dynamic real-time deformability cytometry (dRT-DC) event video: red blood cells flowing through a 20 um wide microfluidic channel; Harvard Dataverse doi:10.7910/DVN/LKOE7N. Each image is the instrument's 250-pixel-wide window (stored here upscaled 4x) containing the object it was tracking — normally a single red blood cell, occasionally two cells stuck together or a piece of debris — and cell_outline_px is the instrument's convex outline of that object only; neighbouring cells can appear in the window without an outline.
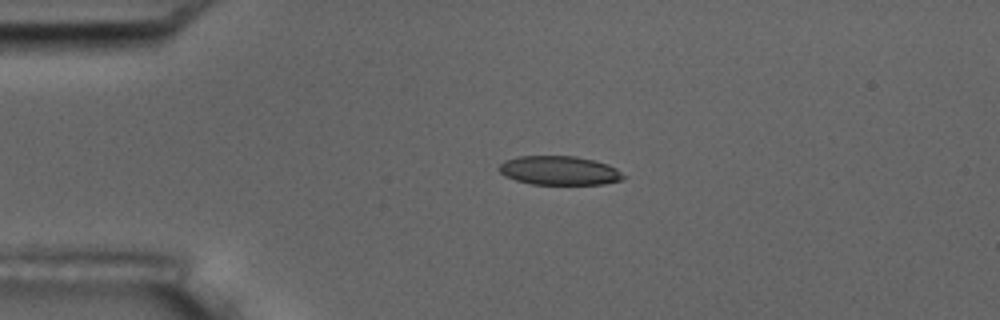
{"species": "common noctule bat (a hibernating species)", "species_latin": "Nyctalus noctula", "temperature_condition": "room temperature", "stored_images_in_passage": 2, "camera_frame_rate_fps": 3000, "um_per_image_px": 0.085, "animal": {"sex": "male", "body_mass_g": 17.5, "forearm_length_mm": 52.3}, "frame": {"image": 1, "passage_image": 1, "time_ms": 0.0, "image_size_px": [1000, 320], "cell_outline_px": [[628, 176], [620, 180], [604, 184], [532, 184], [516, 180], [504, 176], [496, 168], [504, 160], [520, 156], [576, 156], [596, 160], [608, 164], [616, 168]], "centroid_in_image_um": [47.55, 14.49], "position_along_channel_um": 37.4, "area_um2": 21.21}}